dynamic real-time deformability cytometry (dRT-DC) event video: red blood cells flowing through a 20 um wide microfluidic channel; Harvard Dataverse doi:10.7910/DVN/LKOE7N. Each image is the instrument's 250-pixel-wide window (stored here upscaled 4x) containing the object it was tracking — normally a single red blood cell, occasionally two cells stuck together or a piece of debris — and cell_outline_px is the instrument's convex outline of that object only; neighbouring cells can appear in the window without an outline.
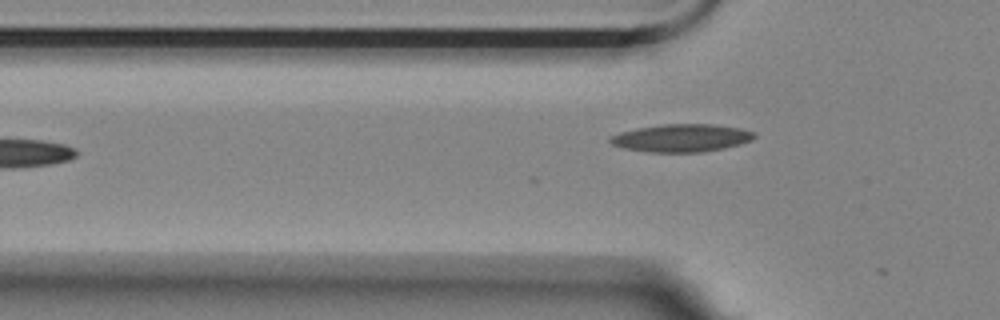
{"species": "Egyptian fruit bat (a non-hibernating species)", "species_latin": "Rousettus aegyptiacus", "temperature_condition": "room temperature", "stored_images_in_passage": 7, "camera_frame_rate_fps": 3000, "um_per_image_px": 0.085, "animal": {"sex": "female"}, "frame": {"image": 1, "passage_image": 7, "time_ms": 6.667, "image_size_px": [1000, 320], "cell_outline_px": [[756, 136], [752, 140], [740, 144], [724, 148], [704, 152], [648, 152], [624, 148], [612, 144], [608, 140], [612, 136], [620, 132], [636, 128], [660, 124], [712, 124], [740, 128], [756, 132]], "centroid_in_image_um": [57.95, 11.72], "position_along_channel_um": 67.9, "area_um2": 23.41}}